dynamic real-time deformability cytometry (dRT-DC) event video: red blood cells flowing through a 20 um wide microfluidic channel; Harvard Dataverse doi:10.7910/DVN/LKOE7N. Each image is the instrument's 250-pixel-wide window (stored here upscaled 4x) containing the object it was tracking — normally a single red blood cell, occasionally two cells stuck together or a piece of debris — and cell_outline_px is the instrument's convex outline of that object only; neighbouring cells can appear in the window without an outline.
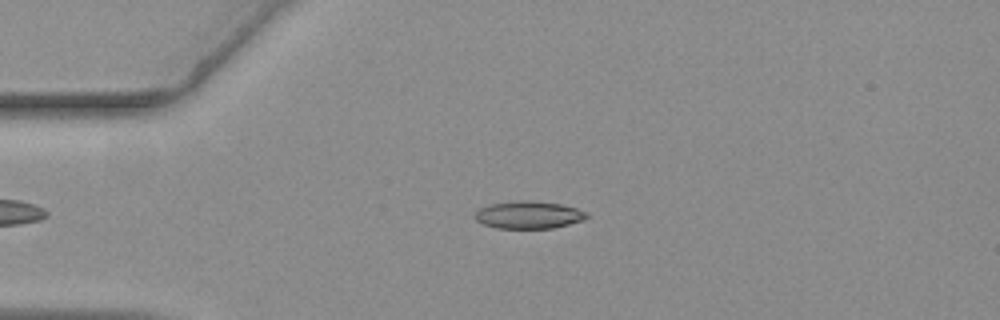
{"species": "common noctule bat (a hibernating species)", "species_latin": "Nyctalus noctula", "temperature_condition": "warm", "stored_images_in_passage": 56, "camera_frame_rate_fps": 3000, "um_per_image_px": 0.085, "animal": {"sex": "female", "body_mass_g": 19.3, "forearm_length_mm": 54.1}, "frame": {"image": 1, "passage_image": 13, "time_ms": 4.0, "image_size_px": [1000, 320], "cell_outline_px": [[588, 216], [584, 220], [552, 228], [496, 228], [484, 224], [476, 220], [472, 216], [480, 208], [492, 204], [520, 200], [532, 200], [560, 204], [576, 208], [588, 212]], "centroid_in_image_um": [44.94, 18.26], "position_along_channel_um": 40.1, "area_um2": 17.86}}
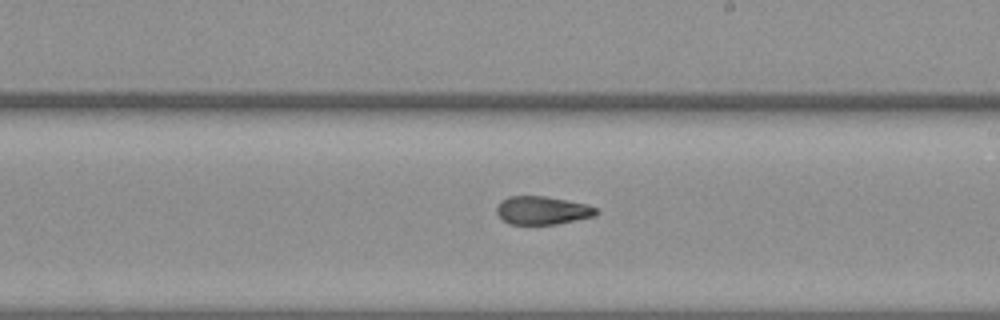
{"frame": {"image": 2, "passage_image": 32, "time_ms": 10.333, "image_size_px": [1000, 320], "cell_outline_px": [[600, 212], [596, 216], [556, 224], [508, 224], [496, 212], [496, 208], [500, 200], [508, 196], [544, 196], [588, 204], [600, 208]], "centroid_in_image_um": [46.14, 17.88], "position_along_channel_um": 242.9, "area_um2": 16.59}}
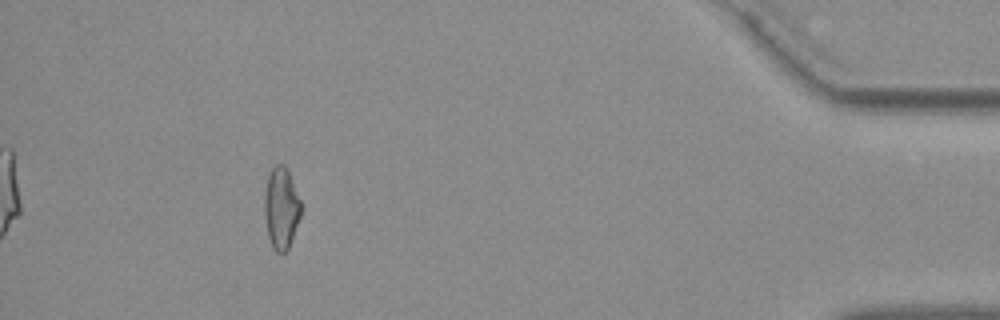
{"frame": {"image": 3, "passage_image": 51, "time_ms": 16.667, "image_size_px": [1000, 320], "cell_outline_px": [[300, 216], [288, 248], [284, 252], [276, 252], [272, 248], [268, 236], [264, 216], [264, 192], [268, 176], [272, 168], [276, 164], [284, 164], [288, 172], [300, 200]], "centroid_in_image_um": [23.87, 17.69], "position_along_channel_um": 411.3, "area_um2": 17.11}, "authors_computed_cell_mechanics": {"area_um2": 17.3111, "velocity_mm_per_s": 3.646, "shape_relaxation_time_tau1_ms": null, "shape_relaxation_time_tau2_ms": 4.2754, "deformation_change_tau1": null, "deformation_change_tau2": 0.1327}}